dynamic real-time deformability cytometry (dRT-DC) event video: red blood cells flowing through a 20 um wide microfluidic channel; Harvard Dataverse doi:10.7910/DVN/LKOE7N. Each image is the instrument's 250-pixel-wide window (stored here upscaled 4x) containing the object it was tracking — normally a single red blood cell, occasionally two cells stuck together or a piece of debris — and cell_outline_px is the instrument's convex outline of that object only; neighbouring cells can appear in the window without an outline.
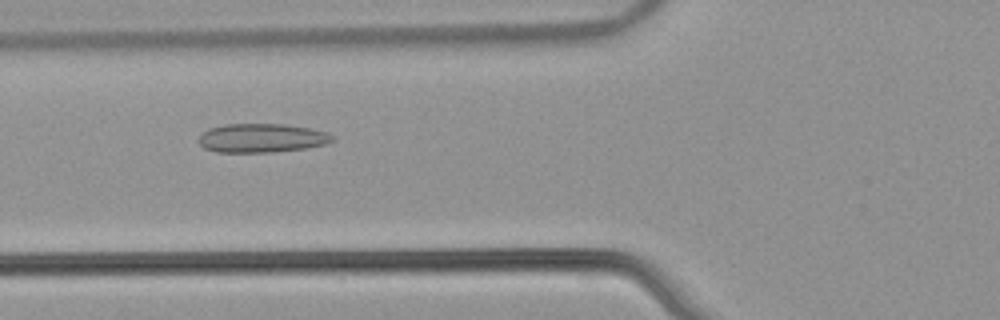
{"species": "common noctule bat (a hibernating species)", "species_latin": "Nyctalus noctula", "temperature_condition": "warm", "stored_images_in_passage": 44, "camera_frame_rate_fps": 3000, "um_per_image_px": 0.085, "animal": {"sex": "male", "body_mass_g": 21.5, "forearm_length_mm": 52.0}, "frame": {"image": 1, "passage_image": 12, "time_ms": 3.667, "image_size_px": [1000, 320], "cell_outline_px": [[336, 140], [324, 144], [308, 148], [272, 152], [216, 152], [204, 148], [196, 140], [208, 128], [224, 124], [284, 124], [308, 128], [328, 132], [336, 136]], "centroid_in_image_um": [22.26, 11.73], "position_along_channel_um": 103.5, "area_um2": 22.72}}
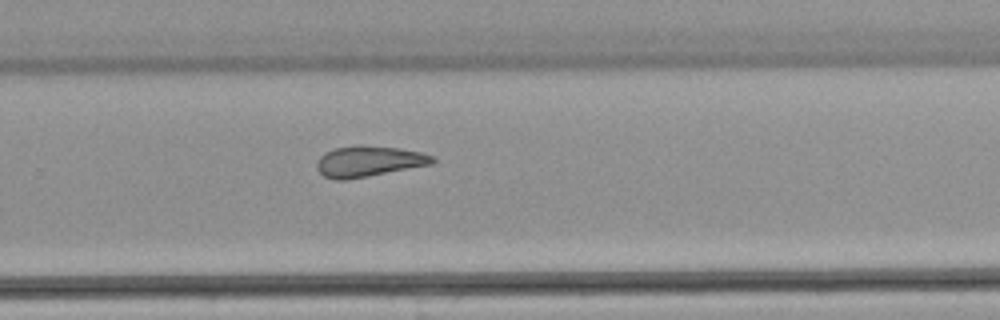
{"frame": {"image": 2, "passage_image": 27, "time_ms": 8.667, "image_size_px": [1000, 320], "cell_outline_px": [[436, 160], [432, 164], [348, 180], [336, 180], [324, 176], [316, 168], [316, 164], [320, 156], [324, 152], [336, 148], [356, 144], [360, 144], [400, 148], [420, 152], [436, 156]], "centroid_in_image_um": [31.34, 13.7], "position_along_channel_um": 298.5, "area_um2": 21.04}}
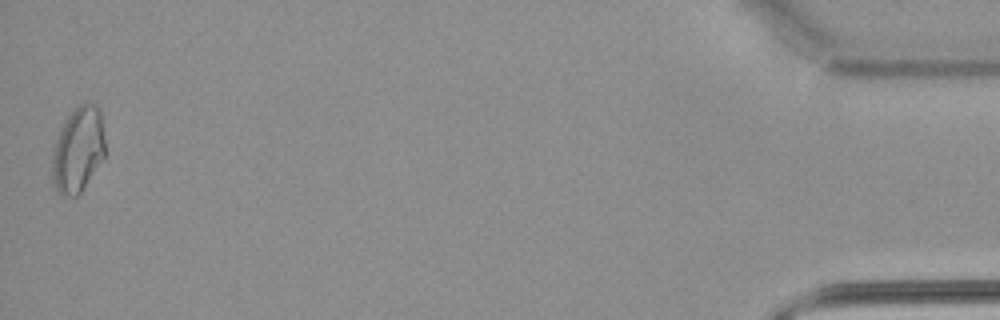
{"frame": {"image": 3, "passage_image": 44, "time_ms": 14.333, "image_size_px": [1000, 320], "cell_outline_px": [[104, 156], [80, 192], [76, 196], [60, 196], [56, 192], [52, 176], [52, 156], [56, 140], [60, 128], [76, 104], [96, 104], [100, 112], [104, 140]], "centroid_in_image_um": [6.6, 12.73], "position_along_channel_um": 428.6, "area_um2": 26.01}, "authors_computed_cell_mechanics": {"area_um2": 21.7039, "velocity_mm_per_s": 3.9022, "shape_relaxation_time_tau1_ms": null, "shape_relaxation_time_tau2_ms": 4.9027, "deformation_change_tau1": null, "deformation_change_tau2": 0.1141}}